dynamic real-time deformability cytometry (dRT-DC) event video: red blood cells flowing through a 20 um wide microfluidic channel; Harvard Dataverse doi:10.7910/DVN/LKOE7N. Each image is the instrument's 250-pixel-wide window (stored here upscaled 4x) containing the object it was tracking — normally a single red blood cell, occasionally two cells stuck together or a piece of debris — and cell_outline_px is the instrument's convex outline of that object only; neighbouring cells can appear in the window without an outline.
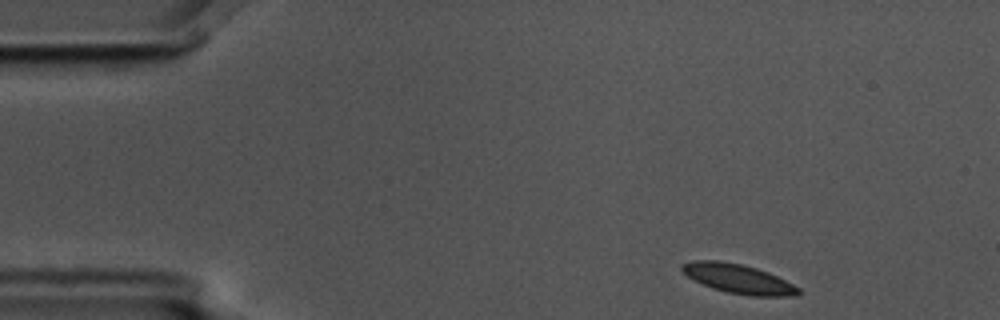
{"species": "common noctule bat (a hibernating species)", "species_latin": "Nyctalus noctula", "temperature_condition": "cold", "stored_images_in_passage": 6, "camera_frame_rate_fps": 3000, "um_per_image_px": 0.085, "animal": {"sex": "male", "body_mass_g": 17.5, "forearm_length_mm": 52.3}, "frame": {"image": 1, "passage_image": 1, "time_ms": 0.0, "image_size_px": [1000, 320], "cell_outline_px": [[800, 292], [796, 296], [752, 296], [728, 292], [712, 288], [688, 276], [680, 268], [680, 264], [692, 260], [720, 260], [740, 264], [756, 268], [768, 272], [800, 288]], "centroid_in_image_um": [62.75, 23.69], "position_along_channel_um": 22.3, "area_um2": 19.65}}
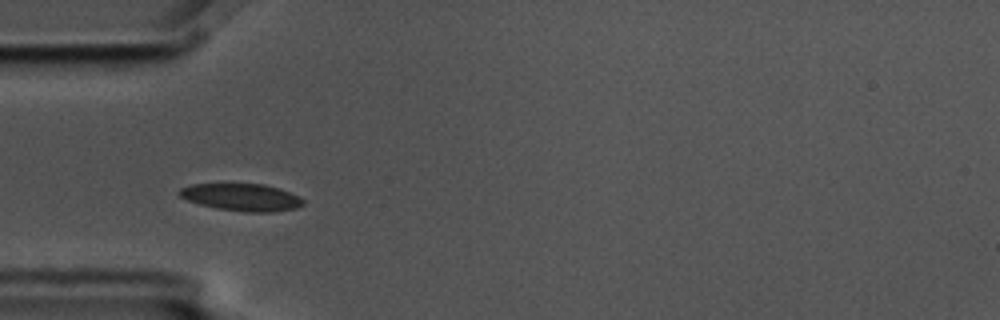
{"frame": {"image": 2, "passage_image": 4, "time_ms": 1.0, "image_size_px": [1000, 320], "cell_outline_px": [[304, 204], [296, 208], [272, 212], [244, 212], [216, 208], [200, 204], [188, 200], [180, 196], [176, 192], [180, 188], [192, 184], [264, 184], [280, 188], [300, 196], [304, 200]], "centroid_in_image_um": [20.56, 16.76], "position_along_channel_um": 64.4, "area_um2": 19.77}}